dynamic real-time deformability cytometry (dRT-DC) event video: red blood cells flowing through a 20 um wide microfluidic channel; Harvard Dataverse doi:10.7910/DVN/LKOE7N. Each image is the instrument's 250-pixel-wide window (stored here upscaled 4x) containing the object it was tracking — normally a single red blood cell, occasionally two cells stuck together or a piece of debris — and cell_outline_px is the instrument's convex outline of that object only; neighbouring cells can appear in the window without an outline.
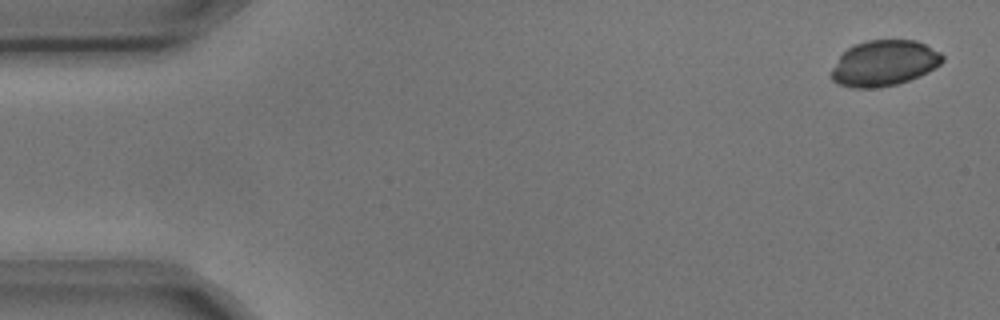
{"species": "common noctule bat (a hibernating species)", "species_latin": "Nyctalus noctula", "temperature_condition": "cold", "stored_images_in_passage": 5, "camera_frame_rate_fps": 3000, "um_per_image_px": 0.085, "animal": {"sex": "male", "body_mass_g": 17.9, "forearm_length_mm": 54.2}, "frame": {"image": 1, "passage_image": 1, "time_ms": 0.0, "image_size_px": [1000, 320], "cell_outline_px": [[944, 60], [940, 64], [928, 72], [920, 76], [896, 84], [880, 88], [852, 88], [840, 84], [832, 80], [832, 68], [840, 56], [848, 48], [856, 44], [868, 40], [916, 40], [940, 52], [944, 56]], "centroid_in_image_um": [75.17, 5.38], "position_along_channel_um": 9.8, "area_um2": 29.48}}
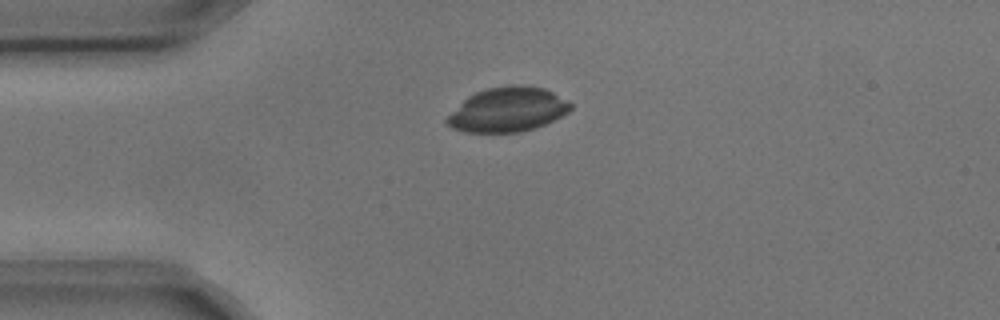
{"frame": {"image": 2, "passage_image": 4, "time_ms": 1.0, "image_size_px": [1000, 320], "cell_outline_px": [[572, 108], [568, 112], [544, 124], [520, 132], [464, 132], [452, 128], [444, 120], [468, 96], [476, 92], [488, 88], [512, 84], [524, 84], [544, 88], [552, 92], [572, 104]], "centroid_in_image_um": [43.14, 9.3], "position_along_channel_um": 41.9, "area_um2": 31.73}}